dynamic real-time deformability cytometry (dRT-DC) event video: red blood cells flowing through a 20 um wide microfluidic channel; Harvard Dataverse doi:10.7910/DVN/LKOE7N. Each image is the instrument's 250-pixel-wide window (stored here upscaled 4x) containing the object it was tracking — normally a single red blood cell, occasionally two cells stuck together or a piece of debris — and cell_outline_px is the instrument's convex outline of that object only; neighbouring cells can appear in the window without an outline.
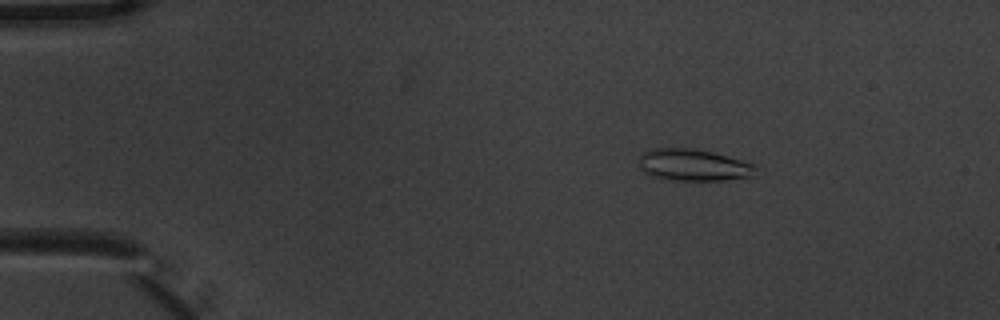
{"species": "common noctule bat (a hibernating species)", "species_latin": "Nyctalus noctula", "temperature_condition": "warm", "stored_images_in_passage": 6, "camera_frame_rate_fps": 3000, "um_per_image_px": 0.085, "animal": {"sex": "male", "body_mass_g": 20.1, "forearm_length_mm": 53.5}, "frame": {"image": 1, "passage_image": 3, "time_ms": 0.667, "image_size_px": [1000, 320], "cell_outline_px": [[756, 176], [724, 180], [672, 180], [652, 176], [644, 172], [640, 168], [640, 156], [644, 152], [652, 148], [688, 148], [712, 152], [756, 164]], "centroid_in_image_um": [58.97, 14.03], "position_along_channel_um": 26.0, "area_um2": 21.62}}